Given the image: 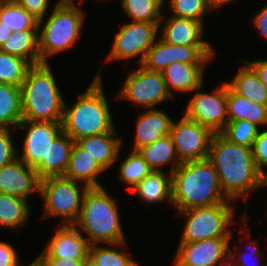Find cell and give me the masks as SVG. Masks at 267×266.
<instances>
[{"label": "cell", "mask_w": 267, "mask_h": 266, "mask_svg": "<svg viewBox=\"0 0 267 266\" xmlns=\"http://www.w3.org/2000/svg\"><path fill=\"white\" fill-rule=\"evenodd\" d=\"M257 74L259 80L267 88V59L245 61Z\"/></svg>", "instance_id": "cell-43"}, {"label": "cell", "mask_w": 267, "mask_h": 266, "mask_svg": "<svg viewBox=\"0 0 267 266\" xmlns=\"http://www.w3.org/2000/svg\"><path fill=\"white\" fill-rule=\"evenodd\" d=\"M46 248L41 253L45 258L86 260L89 258L90 243L73 225H62L55 229Z\"/></svg>", "instance_id": "cell-16"}, {"label": "cell", "mask_w": 267, "mask_h": 266, "mask_svg": "<svg viewBox=\"0 0 267 266\" xmlns=\"http://www.w3.org/2000/svg\"><path fill=\"white\" fill-rule=\"evenodd\" d=\"M39 29H27L12 32L3 42L0 51L27 60L31 65L40 63Z\"/></svg>", "instance_id": "cell-25"}, {"label": "cell", "mask_w": 267, "mask_h": 266, "mask_svg": "<svg viewBox=\"0 0 267 266\" xmlns=\"http://www.w3.org/2000/svg\"><path fill=\"white\" fill-rule=\"evenodd\" d=\"M253 160L256 168L263 174L267 166V130L259 131L252 145Z\"/></svg>", "instance_id": "cell-39"}, {"label": "cell", "mask_w": 267, "mask_h": 266, "mask_svg": "<svg viewBox=\"0 0 267 266\" xmlns=\"http://www.w3.org/2000/svg\"><path fill=\"white\" fill-rule=\"evenodd\" d=\"M125 244V242L108 243L107 248L100 247L99 244H90L89 259L98 266H140L137 261L133 260L126 253L117 250V247L121 248ZM109 246H112V248L110 249Z\"/></svg>", "instance_id": "cell-32"}, {"label": "cell", "mask_w": 267, "mask_h": 266, "mask_svg": "<svg viewBox=\"0 0 267 266\" xmlns=\"http://www.w3.org/2000/svg\"><path fill=\"white\" fill-rule=\"evenodd\" d=\"M162 27L161 39L168 44L179 46L186 45H210L202 39L204 25L197 20L190 18H179L170 16L166 18Z\"/></svg>", "instance_id": "cell-18"}, {"label": "cell", "mask_w": 267, "mask_h": 266, "mask_svg": "<svg viewBox=\"0 0 267 266\" xmlns=\"http://www.w3.org/2000/svg\"><path fill=\"white\" fill-rule=\"evenodd\" d=\"M31 66L21 57L0 51V84L21 87Z\"/></svg>", "instance_id": "cell-33"}, {"label": "cell", "mask_w": 267, "mask_h": 266, "mask_svg": "<svg viewBox=\"0 0 267 266\" xmlns=\"http://www.w3.org/2000/svg\"><path fill=\"white\" fill-rule=\"evenodd\" d=\"M233 202L178 211V216L183 215L187 219L179 243L197 242L210 238H231L232 232L228 227L234 223Z\"/></svg>", "instance_id": "cell-7"}, {"label": "cell", "mask_w": 267, "mask_h": 266, "mask_svg": "<svg viewBox=\"0 0 267 266\" xmlns=\"http://www.w3.org/2000/svg\"><path fill=\"white\" fill-rule=\"evenodd\" d=\"M27 130L22 156L18 157L29 167L35 168L41 161H47V150L51 142L63 131L62 122L22 120L17 126Z\"/></svg>", "instance_id": "cell-15"}, {"label": "cell", "mask_w": 267, "mask_h": 266, "mask_svg": "<svg viewBox=\"0 0 267 266\" xmlns=\"http://www.w3.org/2000/svg\"><path fill=\"white\" fill-rule=\"evenodd\" d=\"M74 142L63 131L51 142L47 150V161H41L34 168L41 180L65 175Z\"/></svg>", "instance_id": "cell-22"}, {"label": "cell", "mask_w": 267, "mask_h": 266, "mask_svg": "<svg viewBox=\"0 0 267 266\" xmlns=\"http://www.w3.org/2000/svg\"><path fill=\"white\" fill-rule=\"evenodd\" d=\"M254 27L267 39V4L252 18Z\"/></svg>", "instance_id": "cell-44"}, {"label": "cell", "mask_w": 267, "mask_h": 266, "mask_svg": "<svg viewBox=\"0 0 267 266\" xmlns=\"http://www.w3.org/2000/svg\"><path fill=\"white\" fill-rule=\"evenodd\" d=\"M206 64H186L174 62L162 71L168 92L173 96L175 92H192L201 87L204 80ZM171 87V88H170Z\"/></svg>", "instance_id": "cell-20"}, {"label": "cell", "mask_w": 267, "mask_h": 266, "mask_svg": "<svg viewBox=\"0 0 267 266\" xmlns=\"http://www.w3.org/2000/svg\"><path fill=\"white\" fill-rule=\"evenodd\" d=\"M104 171L95 158L74 142L64 177L83 183L89 188L102 187L97 176Z\"/></svg>", "instance_id": "cell-23"}, {"label": "cell", "mask_w": 267, "mask_h": 266, "mask_svg": "<svg viewBox=\"0 0 267 266\" xmlns=\"http://www.w3.org/2000/svg\"><path fill=\"white\" fill-rule=\"evenodd\" d=\"M121 4L133 22L162 23L163 3L159 0H121Z\"/></svg>", "instance_id": "cell-31"}, {"label": "cell", "mask_w": 267, "mask_h": 266, "mask_svg": "<svg viewBox=\"0 0 267 266\" xmlns=\"http://www.w3.org/2000/svg\"><path fill=\"white\" fill-rule=\"evenodd\" d=\"M137 151L148 163L149 167L155 171H161L162 166L172 162L174 164L169 171L172 174L181 164L170 135L143 146Z\"/></svg>", "instance_id": "cell-27"}, {"label": "cell", "mask_w": 267, "mask_h": 266, "mask_svg": "<svg viewBox=\"0 0 267 266\" xmlns=\"http://www.w3.org/2000/svg\"><path fill=\"white\" fill-rule=\"evenodd\" d=\"M152 169L138 151H133L120 164V178L134 188L151 173Z\"/></svg>", "instance_id": "cell-36"}, {"label": "cell", "mask_w": 267, "mask_h": 266, "mask_svg": "<svg viewBox=\"0 0 267 266\" xmlns=\"http://www.w3.org/2000/svg\"><path fill=\"white\" fill-rule=\"evenodd\" d=\"M39 266H83L85 260H69L64 258H45L42 254L35 259Z\"/></svg>", "instance_id": "cell-42"}, {"label": "cell", "mask_w": 267, "mask_h": 266, "mask_svg": "<svg viewBox=\"0 0 267 266\" xmlns=\"http://www.w3.org/2000/svg\"><path fill=\"white\" fill-rule=\"evenodd\" d=\"M187 103L184 114L209 128L214 134H220L228 123L227 113V83L223 82L213 93L198 92Z\"/></svg>", "instance_id": "cell-12"}, {"label": "cell", "mask_w": 267, "mask_h": 266, "mask_svg": "<svg viewBox=\"0 0 267 266\" xmlns=\"http://www.w3.org/2000/svg\"><path fill=\"white\" fill-rule=\"evenodd\" d=\"M208 159L219 176L224 193L231 199L246 196L262 187V173L256 168L252 149L233 144L221 134H214L210 144Z\"/></svg>", "instance_id": "cell-1"}, {"label": "cell", "mask_w": 267, "mask_h": 266, "mask_svg": "<svg viewBox=\"0 0 267 266\" xmlns=\"http://www.w3.org/2000/svg\"><path fill=\"white\" fill-rule=\"evenodd\" d=\"M214 57L211 45H186L179 46L168 44L159 39L146 53L142 66L151 71L162 72L174 62L186 64H208Z\"/></svg>", "instance_id": "cell-13"}, {"label": "cell", "mask_w": 267, "mask_h": 266, "mask_svg": "<svg viewBox=\"0 0 267 266\" xmlns=\"http://www.w3.org/2000/svg\"><path fill=\"white\" fill-rule=\"evenodd\" d=\"M83 266H98L96 265L92 260H90L89 258L86 259L83 263Z\"/></svg>", "instance_id": "cell-48"}, {"label": "cell", "mask_w": 267, "mask_h": 266, "mask_svg": "<svg viewBox=\"0 0 267 266\" xmlns=\"http://www.w3.org/2000/svg\"><path fill=\"white\" fill-rule=\"evenodd\" d=\"M88 188L85 184L64 176L42 179L39 194L44 200L43 216H59L64 225L74 224L79 218Z\"/></svg>", "instance_id": "cell-8"}, {"label": "cell", "mask_w": 267, "mask_h": 266, "mask_svg": "<svg viewBox=\"0 0 267 266\" xmlns=\"http://www.w3.org/2000/svg\"><path fill=\"white\" fill-rule=\"evenodd\" d=\"M11 33L12 30L4 26V24L0 22V47L3 42L10 36Z\"/></svg>", "instance_id": "cell-46"}, {"label": "cell", "mask_w": 267, "mask_h": 266, "mask_svg": "<svg viewBox=\"0 0 267 266\" xmlns=\"http://www.w3.org/2000/svg\"><path fill=\"white\" fill-rule=\"evenodd\" d=\"M2 2H14V0H0Z\"/></svg>", "instance_id": "cell-51"}, {"label": "cell", "mask_w": 267, "mask_h": 266, "mask_svg": "<svg viewBox=\"0 0 267 266\" xmlns=\"http://www.w3.org/2000/svg\"><path fill=\"white\" fill-rule=\"evenodd\" d=\"M172 119L160 109H147L139 115L136 123V137L132 151H137L158 139L170 135Z\"/></svg>", "instance_id": "cell-19"}, {"label": "cell", "mask_w": 267, "mask_h": 266, "mask_svg": "<svg viewBox=\"0 0 267 266\" xmlns=\"http://www.w3.org/2000/svg\"><path fill=\"white\" fill-rule=\"evenodd\" d=\"M252 248H253V252L251 254L255 255L254 258H257V260L260 261V263H261L262 254H260L257 246L252 247ZM236 253H238V252L237 251L234 252V250L230 249V260H229L230 263H229V266H249L248 260H247V258H245L246 256H244V255L242 256L241 254H237V255H239V257L237 258V260H235L236 259L235 256H237Z\"/></svg>", "instance_id": "cell-45"}, {"label": "cell", "mask_w": 267, "mask_h": 266, "mask_svg": "<svg viewBox=\"0 0 267 266\" xmlns=\"http://www.w3.org/2000/svg\"><path fill=\"white\" fill-rule=\"evenodd\" d=\"M261 185H262V186L267 185V172H264V173L262 174Z\"/></svg>", "instance_id": "cell-49"}, {"label": "cell", "mask_w": 267, "mask_h": 266, "mask_svg": "<svg viewBox=\"0 0 267 266\" xmlns=\"http://www.w3.org/2000/svg\"><path fill=\"white\" fill-rule=\"evenodd\" d=\"M100 71L72 106L64 103L62 130L74 141L116 130L104 96Z\"/></svg>", "instance_id": "cell-3"}, {"label": "cell", "mask_w": 267, "mask_h": 266, "mask_svg": "<svg viewBox=\"0 0 267 266\" xmlns=\"http://www.w3.org/2000/svg\"><path fill=\"white\" fill-rule=\"evenodd\" d=\"M232 238H210L179 243L174 266H229Z\"/></svg>", "instance_id": "cell-14"}, {"label": "cell", "mask_w": 267, "mask_h": 266, "mask_svg": "<svg viewBox=\"0 0 267 266\" xmlns=\"http://www.w3.org/2000/svg\"><path fill=\"white\" fill-rule=\"evenodd\" d=\"M259 127L248 120L228 121L220 134L233 144L252 148L260 131Z\"/></svg>", "instance_id": "cell-35"}, {"label": "cell", "mask_w": 267, "mask_h": 266, "mask_svg": "<svg viewBox=\"0 0 267 266\" xmlns=\"http://www.w3.org/2000/svg\"><path fill=\"white\" fill-rule=\"evenodd\" d=\"M27 201L21 197L0 193V225L16 230L25 226L30 213Z\"/></svg>", "instance_id": "cell-30"}, {"label": "cell", "mask_w": 267, "mask_h": 266, "mask_svg": "<svg viewBox=\"0 0 267 266\" xmlns=\"http://www.w3.org/2000/svg\"><path fill=\"white\" fill-rule=\"evenodd\" d=\"M230 81L226 83L235 93L255 103L267 106V88L247 63L238 70Z\"/></svg>", "instance_id": "cell-28"}, {"label": "cell", "mask_w": 267, "mask_h": 266, "mask_svg": "<svg viewBox=\"0 0 267 266\" xmlns=\"http://www.w3.org/2000/svg\"><path fill=\"white\" fill-rule=\"evenodd\" d=\"M23 266V265H22ZM26 266H39L38 263L34 260L32 263L26 265Z\"/></svg>", "instance_id": "cell-50"}, {"label": "cell", "mask_w": 267, "mask_h": 266, "mask_svg": "<svg viewBox=\"0 0 267 266\" xmlns=\"http://www.w3.org/2000/svg\"><path fill=\"white\" fill-rule=\"evenodd\" d=\"M40 182L36 170L19 157L0 168V193L27 199L33 192H40Z\"/></svg>", "instance_id": "cell-17"}, {"label": "cell", "mask_w": 267, "mask_h": 266, "mask_svg": "<svg viewBox=\"0 0 267 266\" xmlns=\"http://www.w3.org/2000/svg\"><path fill=\"white\" fill-rule=\"evenodd\" d=\"M50 16L38 24L40 63L74 45L80 37L85 14L73 0H58ZM42 29L40 30V28Z\"/></svg>", "instance_id": "cell-6"}, {"label": "cell", "mask_w": 267, "mask_h": 266, "mask_svg": "<svg viewBox=\"0 0 267 266\" xmlns=\"http://www.w3.org/2000/svg\"><path fill=\"white\" fill-rule=\"evenodd\" d=\"M140 68L131 71L124 82L119 99H128L133 104L144 109H154L157 104L173 98L167 89L162 72L151 71L140 65Z\"/></svg>", "instance_id": "cell-9"}, {"label": "cell", "mask_w": 267, "mask_h": 266, "mask_svg": "<svg viewBox=\"0 0 267 266\" xmlns=\"http://www.w3.org/2000/svg\"><path fill=\"white\" fill-rule=\"evenodd\" d=\"M229 201L208 158L181 163L172 173V205L177 211Z\"/></svg>", "instance_id": "cell-2"}, {"label": "cell", "mask_w": 267, "mask_h": 266, "mask_svg": "<svg viewBox=\"0 0 267 266\" xmlns=\"http://www.w3.org/2000/svg\"><path fill=\"white\" fill-rule=\"evenodd\" d=\"M39 22H43L49 7V0H14Z\"/></svg>", "instance_id": "cell-40"}, {"label": "cell", "mask_w": 267, "mask_h": 266, "mask_svg": "<svg viewBox=\"0 0 267 266\" xmlns=\"http://www.w3.org/2000/svg\"><path fill=\"white\" fill-rule=\"evenodd\" d=\"M18 255L9 243L0 241V266H18Z\"/></svg>", "instance_id": "cell-41"}, {"label": "cell", "mask_w": 267, "mask_h": 266, "mask_svg": "<svg viewBox=\"0 0 267 266\" xmlns=\"http://www.w3.org/2000/svg\"><path fill=\"white\" fill-rule=\"evenodd\" d=\"M163 170L155 171L146 176L131 192H135L137 196L148 204L159 203L161 200H167L172 205V174Z\"/></svg>", "instance_id": "cell-24"}, {"label": "cell", "mask_w": 267, "mask_h": 266, "mask_svg": "<svg viewBox=\"0 0 267 266\" xmlns=\"http://www.w3.org/2000/svg\"><path fill=\"white\" fill-rule=\"evenodd\" d=\"M172 16L179 18H190L200 21L204 25L203 17L207 12L214 9L208 0H169L167 2Z\"/></svg>", "instance_id": "cell-37"}, {"label": "cell", "mask_w": 267, "mask_h": 266, "mask_svg": "<svg viewBox=\"0 0 267 266\" xmlns=\"http://www.w3.org/2000/svg\"><path fill=\"white\" fill-rule=\"evenodd\" d=\"M214 133L185 114L172 121L170 136L181 163L208 158Z\"/></svg>", "instance_id": "cell-11"}, {"label": "cell", "mask_w": 267, "mask_h": 266, "mask_svg": "<svg viewBox=\"0 0 267 266\" xmlns=\"http://www.w3.org/2000/svg\"><path fill=\"white\" fill-rule=\"evenodd\" d=\"M21 90L23 120L62 122L65 101L48 63L32 65Z\"/></svg>", "instance_id": "cell-5"}, {"label": "cell", "mask_w": 267, "mask_h": 266, "mask_svg": "<svg viewBox=\"0 0 267 266\" xmlns=\"http://www.w3.org/2000/svg\"><path fill=\"white\" fill-rule=\"evenodd\" d=\"M117 134L114 130L102 135L83 137L75 143L106 170L115 163L121 150L122 139L118 138Z\"/></svg>", "instance_id": "cell-21"}, {"label": "cell", "mask_w": 267, "mask_h": 266, "mask_svg": "<svg viewBox=\"0 0 267 266\" xmlns=\"http://www.w3.org/2000/svg\"><path fill=\"white\" fill-rule=\"evenodd\" d=\"M22 120L21 87L0 84V128L17 127Z\"/></svg>", "instance_id": "cell-29"}, {"label": "cell", "mask_w": 267, "mask_h": 266, "mask_svg": "<svg viewBox=\"0 0 267 266\" xmlns=\"http://www.w3.org/2000/svg\"><path fill=\"white\" fill-rule=\"evenodd\" d=\"M116 203L104 187L88 188L79 218L73 225L81 233H87L90 244L126 242Z\"/></svg>", "instance_id": "cell-4"}, {"label": "cell", "mask_w": 267, "mask_h": 266, "mask_svg": "<svg viewBox=\"0 0 267 266\" xmlns=\"http://www.w3.org/2000/svg\"><path fill=\"white\" fill-rule=\"evenodd\" d=\"M12 128H0V168L17 158L19 151L11 137Z\"/></svg>", "instance_id": "cell-38"}, {"label": "cell", "mask_w": 267, "mask_h": 266, "mask_svg": "<svg viewBox=\"0 0 267 266\" xmlns=\"http://www.w3.org/2000/svg\"><path fill=\"white\" fill-rule=\"evenodd\" d=\"M161 23L133 22L121 26L114 37L107 62L140 56L141 65L146 53L152 48Z\"/></svg>", "instance_id": "cell-10"}, {"label": "cell", "mask_w": 267, "mask_h": 266, "mask_svg": "<svg viewBox=\"0 0 267 266\" xmlns=\"http://www.w3.org/2000/svg\"><path fill=\"white\" fill-rule=\"evenodd\" d=\"M0 22L10 28L12 32L39 29V21L14 2H3L1 4Z\"/></svg>", "instance_id": "cell-34"}, {"label": "cell", "mask_w": 267, "mask_h": 266, "mask_svg": "<svg viewBox=\"0 0 267 266\" xmlns=\"http://www.w3.org/2000/svg\"><path fill=\"white\" fill-rule=\"evenodd\" d=\"M228 121L248 120L254 124L267 126V106L235 93L227 85Z\"/></svg>", "instance_id": "cell-26"}, {"label": "cell", "mask_w": 267, "mask_h": 266, "mask_svg": "<svg viewBox=\"0 0 267 266\" xmlns=\"http://www.w3.org/2000/svg\"><path fill=\"white\" fill-rule=\"evenodd\" d=\"M234 0H208L209 4L213 9L221 8L225 4H228L229 2Z\"/></svg>", "instance_id": "cell-47"}]
</instances>
